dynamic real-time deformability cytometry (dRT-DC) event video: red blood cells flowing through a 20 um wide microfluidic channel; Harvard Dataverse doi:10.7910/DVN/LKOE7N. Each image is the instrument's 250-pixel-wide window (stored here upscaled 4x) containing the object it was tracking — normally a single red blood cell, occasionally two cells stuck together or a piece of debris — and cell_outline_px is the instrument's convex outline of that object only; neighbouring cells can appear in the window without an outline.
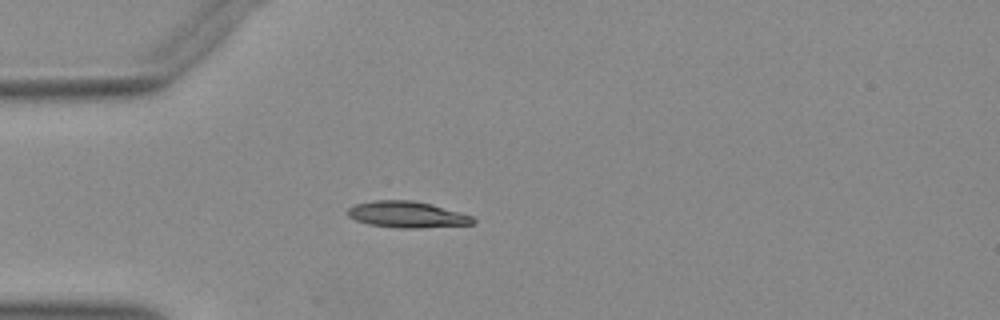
{"species": "Egyptian fruit bat (a non-hibernating species)", "species_latin": "Rousettus aegyptiacus", "temperature_condition": "warm", "stored_images_in_passage": 22, "camera_frame_rate_fps": 3000, "um_per_image_px": 0.085, "animal": {"sex": "female"}, "frame": {"image": 1, "passage_image": 1, "time_ms": 0.0, "image_size_px": [1000, 320], "cell_outline_px": [[476, 220], [472, 224], [420, 228], [400, 228], [368, 224], [356, 220], [348, 216], [348, 208], [356, 204], [372, 200], [412, 200], [432, 204], [472, 216]], "centroid_in_image_um": [34.59, 18.23], "position_along_channel_um": 50.4, "area_um2": 19.13}}
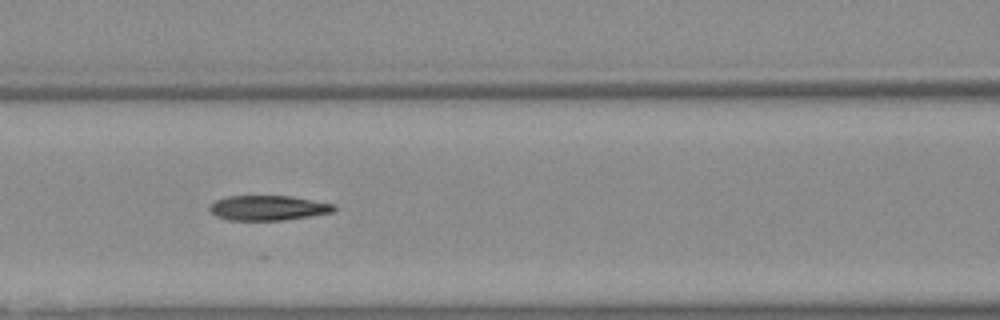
{"frame": {"image": 2, "passage_image": 9, "time_ms": 2.667, "image_size_px": [1000, 320], "cell_outline_px": [[336, 208], [332, 212], [284, 220], [228, 220], [216, 216], [208, 208], [216, 200], [228, 196], [288, 196], [336, 204]], "centroid_in_image_um": [22.78, 17.67], "position_along_channel_um": 143.8, "area_um2": 17.86}}
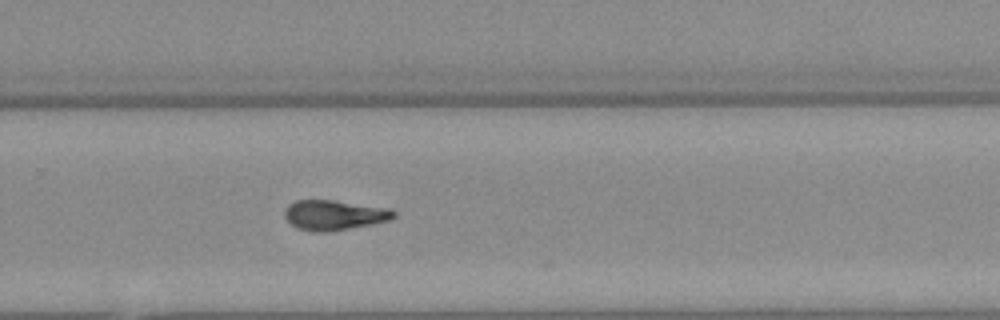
{"frame": {"image": 3, "passage_image": 21, "time_ms": 6.667, "image_size_px": [1000, 320], "cell_outline_px": [[396, 216], [388, 220], [372, 224], [328, 232], [316, 232], [296, 228], [284, 216], [284, 208], [288, 204], [296, 200], [332, 200], [392, 208], [396, 212]], "centroid_in_image_um": [28.4, 18.27], "position_along_channel_um": 301.4, "area_um2": 19.19}}